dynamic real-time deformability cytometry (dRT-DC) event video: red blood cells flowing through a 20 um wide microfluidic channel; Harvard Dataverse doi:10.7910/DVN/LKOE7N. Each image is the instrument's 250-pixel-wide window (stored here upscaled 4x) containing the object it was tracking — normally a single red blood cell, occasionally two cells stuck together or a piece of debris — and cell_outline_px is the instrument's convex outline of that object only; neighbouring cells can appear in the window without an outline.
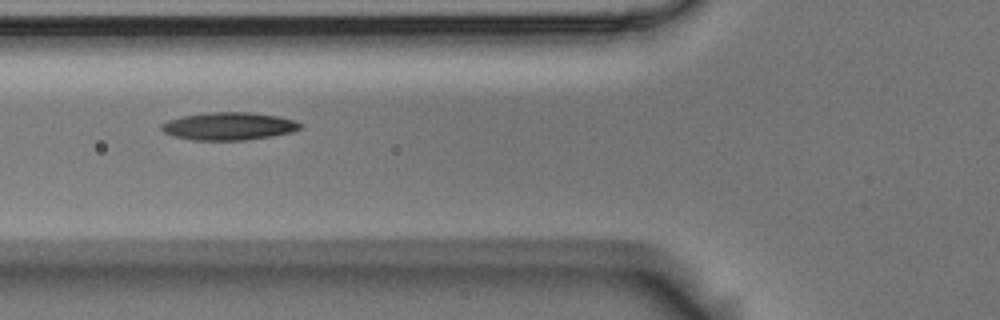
{"species": "Egyptian fruit bat (a non-hibernating species)", "species_latin": "Rousettus aegyptiacus", "temperature_condition": "room temperature", "stored_images_in_passage": 6, "camera_frame_rate_fps": 3000, "um_per_image_px": 0.085, "animal": {"sex": "male"}, "frame": {"image": 1, "passage_image": 6, "time_ms": 1.667, "image_size_px": [1000, 320], "cell_outline_px": [[300, 128], [292, 132], [272, 136], [248, 140], [192, 140], [172, 136], [164, 132], [160, 128], [160, 124], [168, 120], [180, 116], [212, 112], [252, 112], [280, 116], [292, 120], [300, 124]], "centroid_in_image_um": [19.41, 10.72], "position_along_channel_um": 106.4, "area_um2": 22.54}}